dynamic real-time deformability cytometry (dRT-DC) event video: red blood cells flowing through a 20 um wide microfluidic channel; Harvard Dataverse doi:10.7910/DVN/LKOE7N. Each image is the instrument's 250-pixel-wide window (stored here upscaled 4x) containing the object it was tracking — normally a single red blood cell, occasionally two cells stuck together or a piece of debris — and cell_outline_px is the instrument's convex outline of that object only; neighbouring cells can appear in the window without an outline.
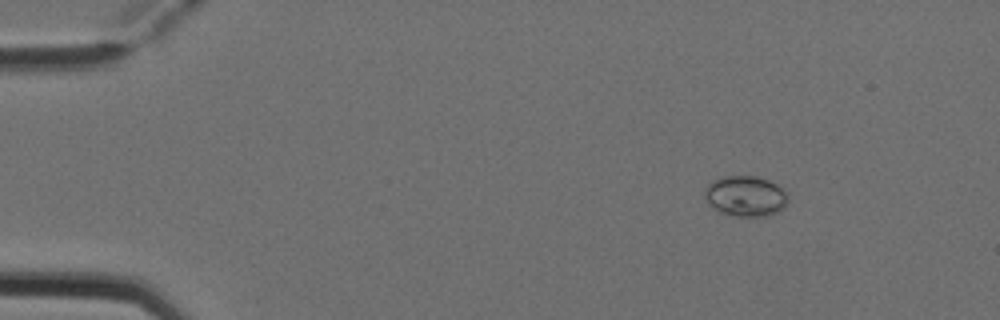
{"species": "Egyptian fruit bat (a non-hibernating species)", "species_latin": "Rousettus aegyptiacus", "temperature_condition": "cold", "stored_images_in_passage": 6, "camera_frame_rate_fps": 3000, "um_per_image_px": 0.085, "animal": {"sex": "female"}, "frame": {"image": 1, "passage_image": 2, "time_ms": 0.333, "image_size_px": [1000, 320], "cell_outline_px": [[788, 204], [784, 208], [768, 216], [736, 216], [720, 212], [712, 208], [708, 204], [704, 196], [704, 192], [708, 184], [712, 180], [724, 176], [756, 176], [768, 180], [776, 184], [788, 192]], "centroid_in_image_um": [63.38, 16.67], "position_along_channel_um": 21.6, "area_um2": 19.94}}
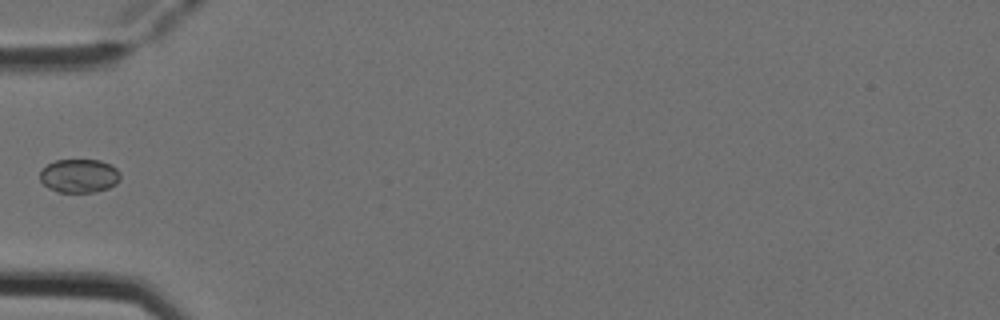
{"frame": {"image": 2, "passage_image": 5, "time_ms": 1.333, "image_size_px": [1000, 320], "cell_outline_px": [[120, 180], [116, 184], [108, 188], [92, 192], [56, 192], [48, 188], [40, 180], [40, 168], [56, 160], [100, 160], [116, 168], [120, 172]], "centroid_in_image_um": [6.71, 14.95], "position_along_channel_um": 78.3, "area_um2": 15.84}}
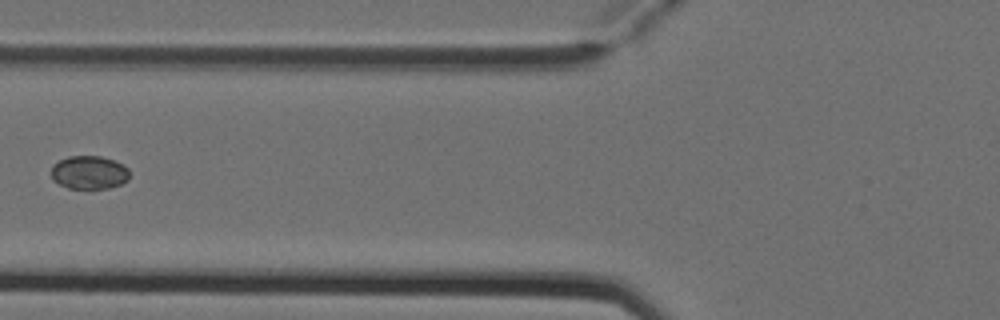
{"frame": {"image": 3, "passage_image": 6, "time_ms": 1.667, "image_size_px": [1000, 320], "cell_outline_px": [[128, 180], [120, 184], [108, 188], [68, 188], [52, 180], [52, 164], [68, 156], [100, 156], [124, 164], [128, 168]], "centroid_in_image_um": [7.57, 14.65], "position_along_channel_um": 118.2, "area_um2": 15.14}}